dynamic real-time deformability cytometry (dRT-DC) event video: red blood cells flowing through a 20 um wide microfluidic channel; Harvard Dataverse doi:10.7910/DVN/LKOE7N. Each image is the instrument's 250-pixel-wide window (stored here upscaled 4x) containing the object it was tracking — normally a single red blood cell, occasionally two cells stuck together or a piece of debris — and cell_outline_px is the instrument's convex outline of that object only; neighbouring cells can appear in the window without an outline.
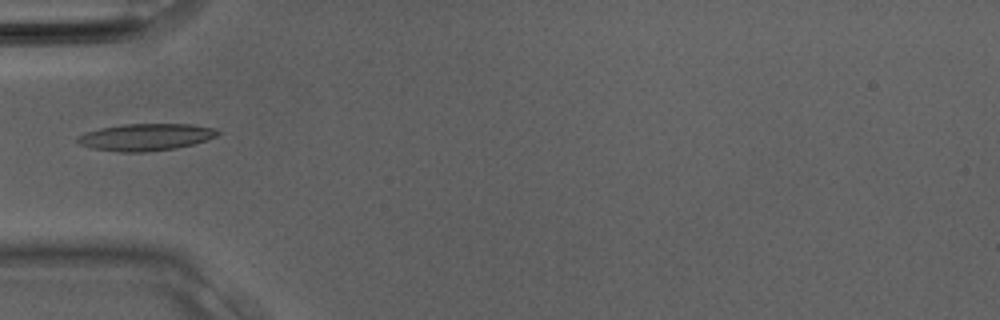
{"species": "Egyptian fruit bat (a non-hibernating species)", "species_latin": "Rousettus aegyptiacus", "temperature_condition": "room temperature", "stored_images_in_passage": 9, "camera_frame_rate_fps": 3000, "um_per_image_px": 0.085, "animal": {"sex": "male"}, "frame": {"image": 1, "passage_image": 2, "time_ms": 0.333, "image_size_px": [1000, 320], "cell_outline_px": [[220, 132], [216, 136], [208, 140], [176, 148], [144, 152], [120, 152], [92, 148], [80, 144], [76, 140], [76, 136], [84, 132], [100, 128], [124, 124], [192, 124], [216, 128]], "centroid_in_image_um": [12.38, 11.65], "position_along_channel_um": 72.6, "area_um2": 22.14}}
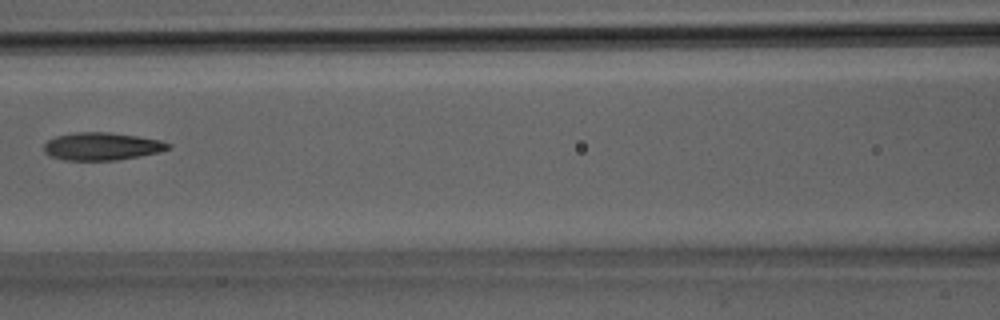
{"frame": {"image": 2, "passage_image": 6, "time_ms": 1.667, "image_size_px": [1000, 320], "cell_outline_px": [[172, 148], [160, 152], [140, 156], [116, 160], [64, 160], [48, 156], [44, 152], [44, 144], [48, 140], [56, 136], [76, 132], [108, 132], [136, 136], [160, 140], [172, 144]], "centroid_in_image_um": [8.66, 12.44], "position_along_channel_um": 157.9, "area_um2": 20.17}}